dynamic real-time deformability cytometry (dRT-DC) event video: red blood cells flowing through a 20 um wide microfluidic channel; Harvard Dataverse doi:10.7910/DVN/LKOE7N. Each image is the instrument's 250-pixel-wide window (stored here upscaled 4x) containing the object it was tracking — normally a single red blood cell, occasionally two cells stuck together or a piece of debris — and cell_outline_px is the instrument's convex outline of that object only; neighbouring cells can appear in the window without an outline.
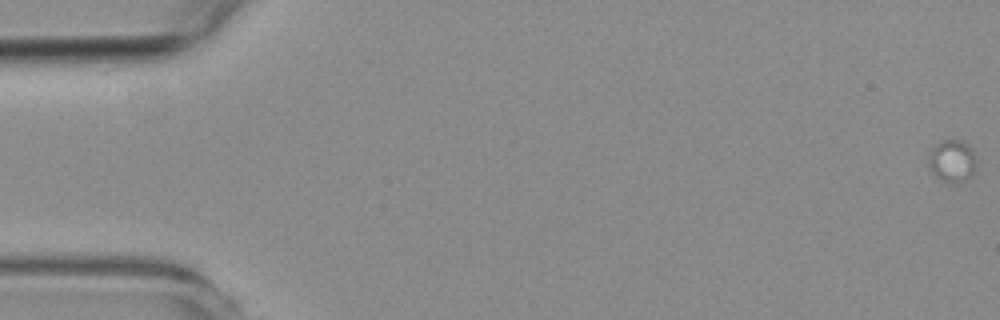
{"species": "common noctule bat (a hibernating species)", "species_latin": "Nyctalus noctula", "temperature_condition": "room temperature", "stored_images_in_passage": 7, "camera_frame_rate_fps": 3000, "um_per_image_px": 0.085, "animal": {"sex": "female", "body_mass_g": 19.3, "forearm_length_mm": 54.1}, "frame": {"image": 1, "passage_image": 1, "time_ms": 0.0, "image_size_px": [1000, 320], "cell_outline_px": [[976, 168], [960, 184], [956, 184], [944, 180], [936, 176], [932, 172], [928, 164], [928, 152], [936, 144], [944, 140], [960, 140], [972, 148], [976, 160]], "centroid_in_image_um": [80.92, 13.67], "position_along_channel_um": 4.1, "area_um2": 11.73}}